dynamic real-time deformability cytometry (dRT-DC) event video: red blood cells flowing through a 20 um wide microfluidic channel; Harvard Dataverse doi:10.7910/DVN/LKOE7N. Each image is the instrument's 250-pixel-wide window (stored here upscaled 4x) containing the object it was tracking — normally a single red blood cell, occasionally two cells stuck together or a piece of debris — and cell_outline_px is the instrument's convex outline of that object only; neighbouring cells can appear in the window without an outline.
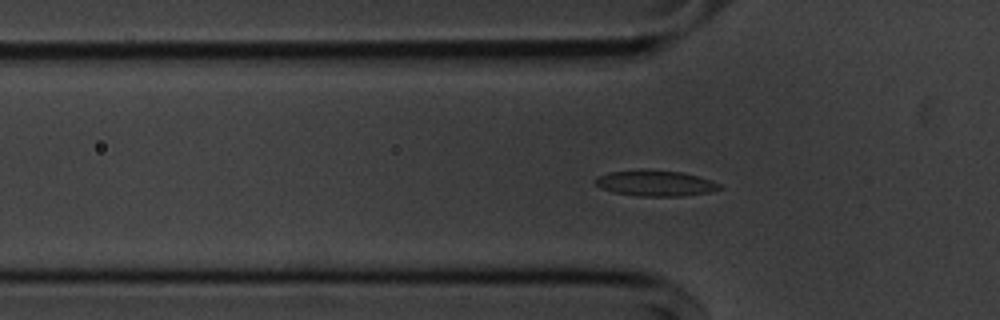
{"species": "common noctule bat (a hibernating species)", "species_latin": "Nyctalus noctula", "temperature_condition": "cold", "stored_images_in_passage": 34, "segment_of_instrument_passage": [1, 2], "camera_frame_rate_fps": 3000, "um_per_image_px": 0.085, "animal": {"sex": "male", "body_mass_g": 20.1, "forearm_length_mm": 53.5}, "frame": {"image": 1, "passage_image": 4, "time_ms": 1.0, "image_size_px": [1000, 320], "cell_outline_px": [[724, 188], [708, 192], [684, 196], [636, 196], [612, 192], [600, 188], [596, 184], [596, 176], [608, 172], [640, 168], [648, 168], [680, 172], [696, 176], [720, 184]], "centroid_in_image_um": [55.64, 15.56], "position_along_channel_um": 70.2, "area_um2": 18.96}}
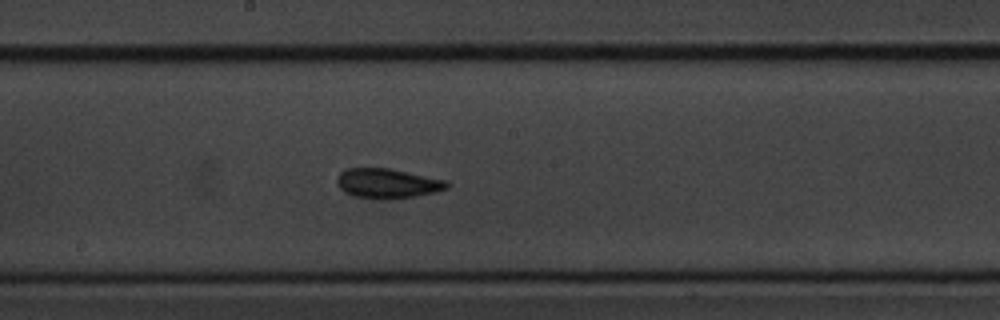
{"frame": {"image": 2, "passage_image": 16, "time_ms": 5.0, "image_size_px": [1000, 320], "cell_outline_px": [[452, 184], [448, 188], [436, 192], [412, 196], [352, 196], [344, 192], [336, 184], [336, 176], [340, 172], [348, 168], [388, 168], [448, 180]], "centroid_in_image_um": [32.95, 15.53], "position_along_channel_um": 215.3, "area_um2": 18.44}}
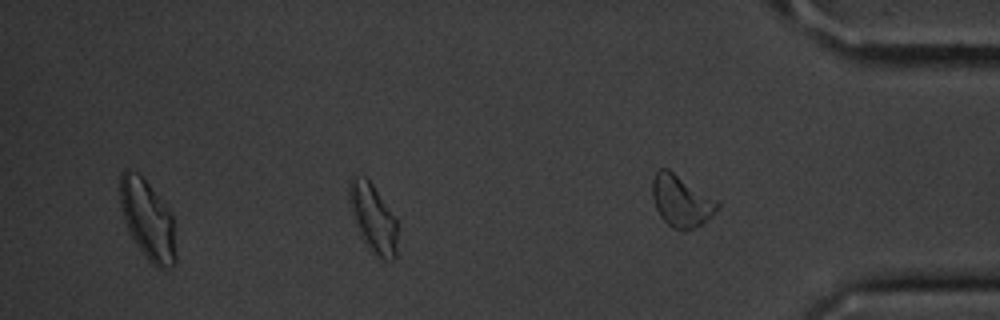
{"frame": {"image": 3, "passage_image": 30, "time_ms": 9.667, "image_size_px": [1000, 320], "cell_outline_px": [[396, 256], [392, 260], [384, 260], [376, 256], [360, 236], [348, 200], [348, 180], [352, 176], [364, 176], [372, 184], [396, 220]], "centroid_in_image_um": [31.67, 18.53], "position_along_channel_um": 403.5, "area_um2": 18.9}}